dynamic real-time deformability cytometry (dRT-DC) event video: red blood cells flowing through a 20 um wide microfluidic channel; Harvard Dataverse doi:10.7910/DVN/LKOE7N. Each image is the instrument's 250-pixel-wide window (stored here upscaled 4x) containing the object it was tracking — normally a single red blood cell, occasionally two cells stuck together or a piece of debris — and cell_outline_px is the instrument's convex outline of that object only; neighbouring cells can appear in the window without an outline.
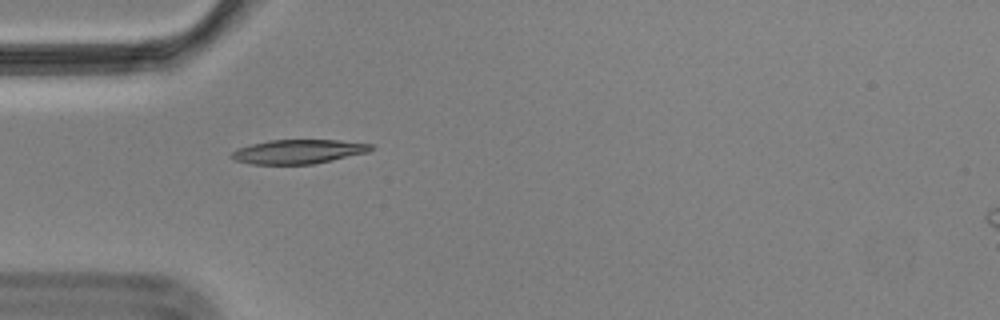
{"species": "Egyptian fruit bat (a non-hibernating species)", "species_latin": "Rousettus aegyptiacus", "temperature_condition": "cold", "stored_images_in_passage": 8, "camera_frame_rate_fps": 3000, "um_per_image_px": 0.085, "animal": {"sex": "male"}, "frame": {"image": 1, "passage_image": 1, "time_ms": 0.0, "image_size_px": [1000, 320], "cell_outline_px": [[376, 148], [368, 152], [332, 160], [312, 164], [248, 164], [236, 160], [228, 156], [236, 148], [268, 140], [340, 140], [372, 144]], "centroid_in_image_um": [25.35, 12.88], "position_along_channel_um": 59.7, "area_um2": 19.71}}
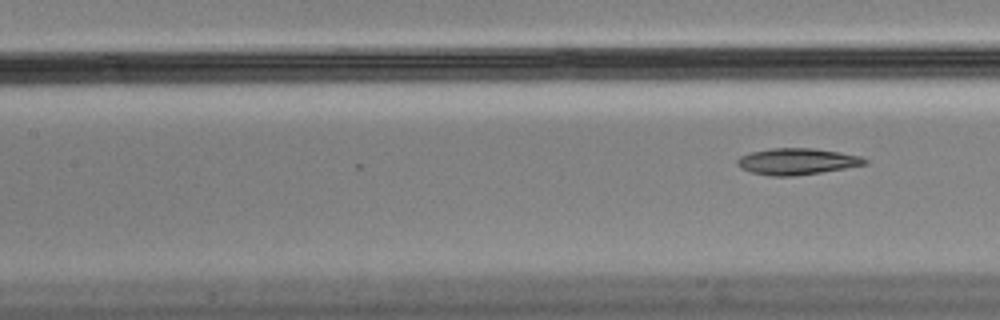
{"frame": {"image": 2, "passage_image": 8, "time_ms": 2.333, "image_size_px": [1000, 320], "cell_outline_px": [[868, 164], [820, 172], [792, 176], [768, 176], [752, 172], [740, 168], [736, 164], [736, 160], [740, 156], [752, 152], [772, 148], [812, 148], [840, 152], [860, 156], [868, 160]], "centroid_in_image_um": [67.72, 13.72], "position_along_channel_um": 139.7, "area_um2": 19.54}}